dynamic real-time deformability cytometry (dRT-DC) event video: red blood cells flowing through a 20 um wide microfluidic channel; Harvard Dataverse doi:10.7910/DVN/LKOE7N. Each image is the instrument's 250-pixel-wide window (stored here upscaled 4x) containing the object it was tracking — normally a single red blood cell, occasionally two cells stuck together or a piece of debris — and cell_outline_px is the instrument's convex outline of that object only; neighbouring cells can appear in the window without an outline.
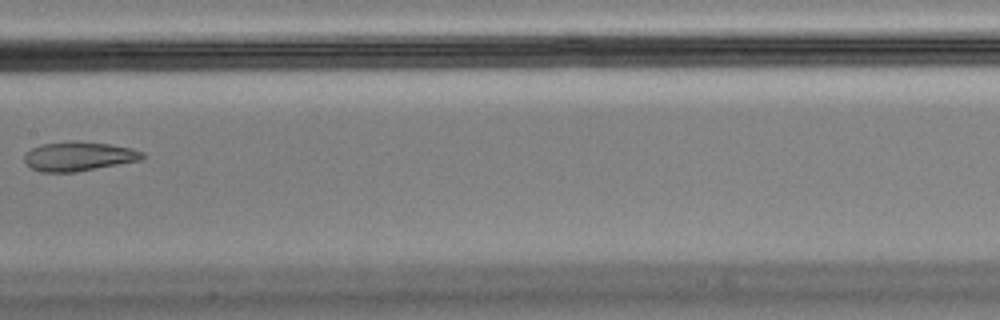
{"species": "Egyptian fruit bat (a non-hibernating species)", "species_latin": "Rousettus aegyptiacus", "temperature_condition": "cold", "stored_images_in_passage": 11, "camera_frame_rate_fps": 3000, "um_per_image_px": 0.085, "animal": {"sex": "male"}, "frame": {"image": 1, "passage_image": 8, "time_ms": 2.333, "image_size_px": [1000, 320], "cell_outline_px": [[148, 156], [144, 160], [76, 172], [40, 172], [32, 168], [24, 160], [24, 156], [32, 148], [44, 144], [72, 140], [76, 140], [112, 144], [132, 148], [144, 152]], "centroid_in_image_um": [6.79, 13.28], "position_along_channel_um": 200.6, "area_um2": 20.46}}